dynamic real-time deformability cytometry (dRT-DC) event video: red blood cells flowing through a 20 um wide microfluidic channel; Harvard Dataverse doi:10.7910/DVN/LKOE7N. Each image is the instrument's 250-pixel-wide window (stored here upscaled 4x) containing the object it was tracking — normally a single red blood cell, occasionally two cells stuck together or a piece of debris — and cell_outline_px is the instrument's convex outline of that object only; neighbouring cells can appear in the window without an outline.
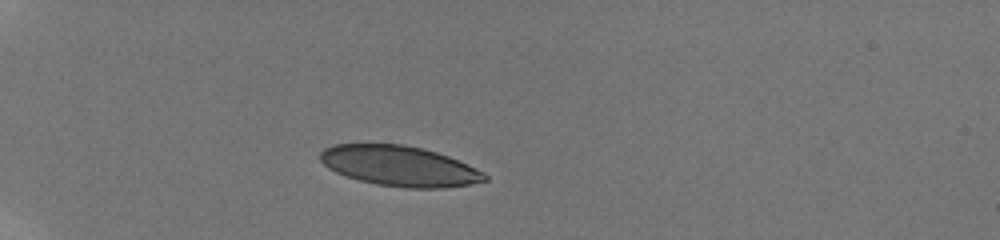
{"species": "human", "species_latin": "Homo sapiens", "temperature_condition": "room temperature", "stored_images_in_passage": 39, "camera_frame_rate_fps": 3000, "um_per_image_px": 0.085, "donor": {"sex": "male"}, "frame": {"image": 1, "passage_image": 1, "time_ms": 0.0, "image_size_px": [1000, 240], "cell_outline_px": [[488, 180], [468, 184], [444, 188], [408, 188], [376, 184], [344, 176], [328, 168], [320, 160], [320, 152], [324, 148], [332, 144], [404, 144], [424, 148], [448, 156], [468, 164], [484, 172], [488, 176]], "centroid_in_image_um": [33.95, 14.1], "position_along_channel_um": 51.1, "area_um2": 38.73}}
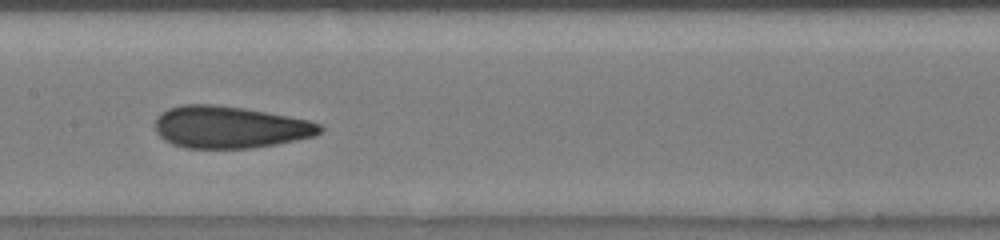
{"frame": {"image": 2, "passage_image": 15, "time_ms": 4.667, "image_size_px": [1000, 240], "cell_outline_px": [[324, 128], [316, 136], [276, 144], [252, 148], [184, 148], [172, 144], [164, 140], [156, 132], [156, 116], [160, 112], [168, 108], [180, 104], [212, 104], [244, 108], [288, 116], [308, 120], [320, 124]], "centroid_in_image_um": [19.51, 10.8], "position_along_channel_um": 187.9, "area_um2": 40.58}}
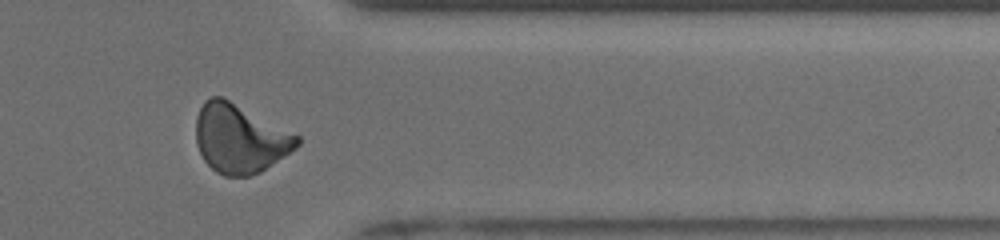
{"frame": {"image": 3, "passage_image": 31, "time_ms": 10.0, "image_size_px": [1000, 240], "cell_outline_px": [[300, 144], [296, 148], [260, 172], [248, 176], [224, 176], [216, 172], [204, 160], [196, 144], [196, 116], [204, 100], [212, 96], [224, 96], [300, 136]], "centroid_in_image_um": [20.38, 11.75], "position_along_channel_um": 391.0, "area_um2": 40.75}, "authors_computed_cell_mechanics": {"area_um2": 39.4774, "velocity_mm_per_s": 3.8799, "shape_relaxation_time_tau1_ms": 4.6003, "shape_relaxation_time_tau2_ms": 1.1729, "deformation_change_tau1": 0.1565, "deformation_change_tau2": 0.0797}}